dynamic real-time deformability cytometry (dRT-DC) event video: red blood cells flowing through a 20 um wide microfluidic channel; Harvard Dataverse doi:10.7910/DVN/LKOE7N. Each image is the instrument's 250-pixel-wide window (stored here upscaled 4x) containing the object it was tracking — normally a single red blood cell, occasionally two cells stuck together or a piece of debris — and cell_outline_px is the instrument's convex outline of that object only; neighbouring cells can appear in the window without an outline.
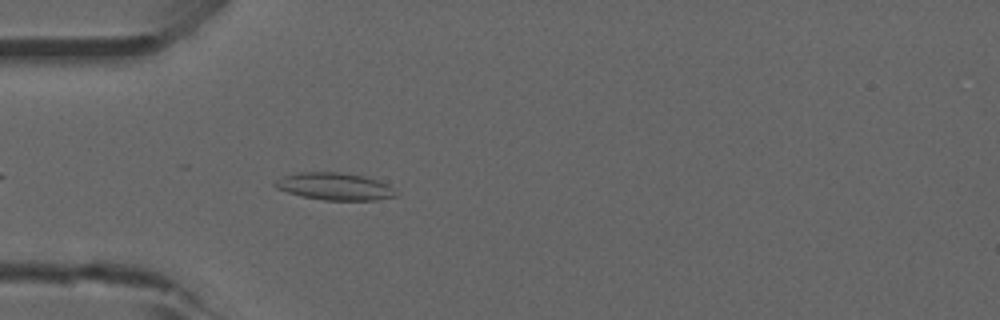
{"species": "common noctule bat (a hibernating species)", "species_latin": "Nyctalus noctula", "temperature_condition": "room temperature", "stored_images_in_passage": 6, "camera_frame_rate_fps": 3000, "um_per_image_px": 0.085, "animal": {"sex": "male", "forearm_length_mm": 52.5}, "frame": {"image": 1, "passage_image": 5, "time_ms": 1.333, "image_size_px": [1000, 320], "cell_outline_px": [[396, 196], [376, 200], [324, 200], [300, 196], [276, 188], [272, 184], [276, 180], [284, 176], [300, 172], [336, 172], [364, 176], [388, 184], [396, 192]], "centroid_in_image_um": [28.42, 15.85], "position_along_channel_um": 56.6, "area_um2": 19.07}}